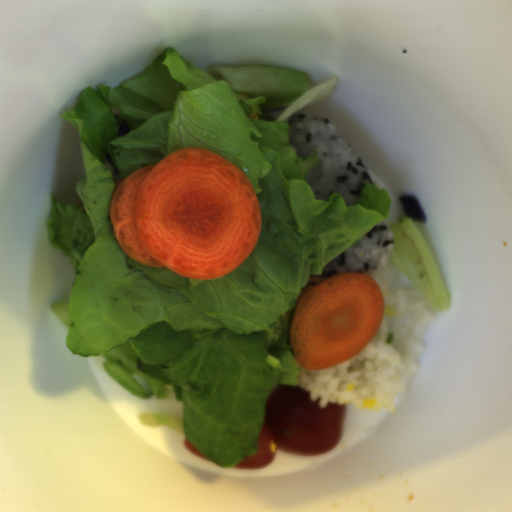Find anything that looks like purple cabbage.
Listing matches in <instances>:
<instances>
[{
  "instance_id": "purple-cabbage-1",
  "label": "purple cabbage",
  "mask_w": 512,
  "mask_h": 512,
  "mask_svg": "<svg viewBox=\"0 0 512 512\" xmlns=\"http://www.w3.org/2000/svg\"><path fill=\"white\" fill-rule=\"evenodd\" d=\"M405 217H410L413 222H425L427 217L417 198L414 196H399Z\"/></svg>"
}]
</instances>
